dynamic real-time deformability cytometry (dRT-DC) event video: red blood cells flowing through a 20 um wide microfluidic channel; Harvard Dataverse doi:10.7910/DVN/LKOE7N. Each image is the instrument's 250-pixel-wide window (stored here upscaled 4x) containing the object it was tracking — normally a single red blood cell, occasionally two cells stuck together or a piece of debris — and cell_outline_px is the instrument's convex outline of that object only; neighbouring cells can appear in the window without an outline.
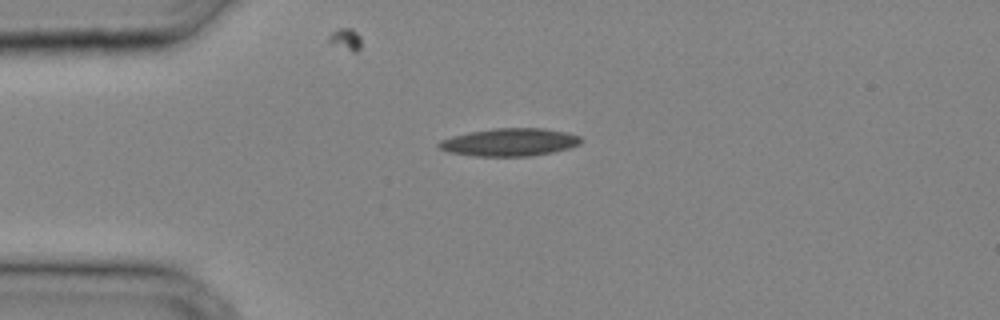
{"species": "common noctule bat (a hibernating species)", "species_latin": "Nyctalus noctula", "temperature_condition": "cold", "stored_images_in_passage": 27, "camera_frame_rate_fps": 3000, "um_per_image_px": 0.085, "animal": {"sex": "male", "body_mass_g": 20.4}, "frame": {"image": 1, "passage_image": 1, "time_ms": 0.0, "image_size_px": [1000, 320], "cell_outline_px": [[584, 140], [580, 144], [568, 148], [552, 152], [532, 156], [476, 156], [448, 152], [440, 148], [436, 144], [440, 140], [452, 136], [468, 132], [492, 128], [544, 128], [568, 132], [580, 136]], "centroid_in_image_um": [43.33, 12.08], "position_along_channel_um": 41.7, "area_um2": 23.18}}
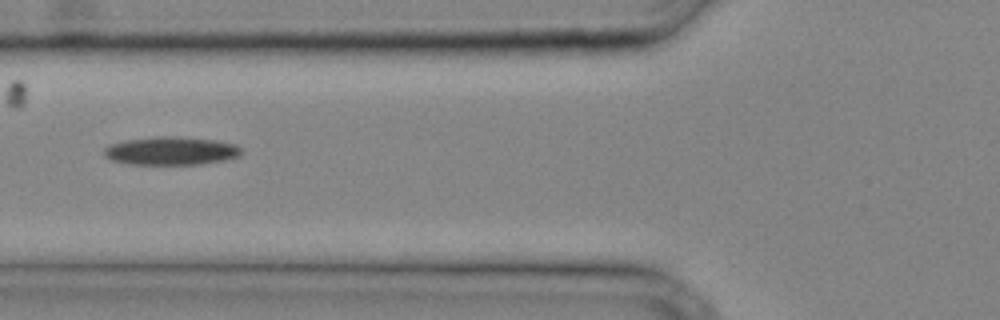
{"frame": {"image": 2, "passage_image": 6, "time_ms": 1.667, "image_size_px": [1000, 320], "cell_outline_px": [[240, 156], [224, 160], [200, 164], [128, 164], [112, 160], [104, 156], [104, 148], [108, 144], [124, 140], [156, 136], [172, 136], [216, 140], [236, 144], [240, 148]], "centroid_in_image_um": [14.5, 12.82], "position_along_channel_um": 111.3, "area_um2": 22.66}}
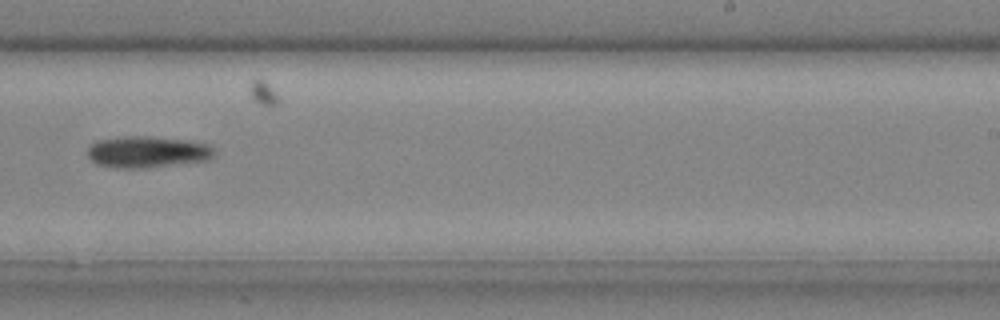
{"frame": {"image": 3, "passage_image": 15, "time_ms": 4.667, "image_size_px": [1000, 320], "cell_outline_px": [[216, 156], [212, 160], [144, 168], [116, 168], [96, 164], [88, 156], [88, 148], [96, 140], [124, 136], [148, 136], [188, 140], [212, 144], [216, 152]], "centroid_in_image_um": [12.6, 12.91], "position_along_channel_um": 276.4, "area_um2": 23.76}}